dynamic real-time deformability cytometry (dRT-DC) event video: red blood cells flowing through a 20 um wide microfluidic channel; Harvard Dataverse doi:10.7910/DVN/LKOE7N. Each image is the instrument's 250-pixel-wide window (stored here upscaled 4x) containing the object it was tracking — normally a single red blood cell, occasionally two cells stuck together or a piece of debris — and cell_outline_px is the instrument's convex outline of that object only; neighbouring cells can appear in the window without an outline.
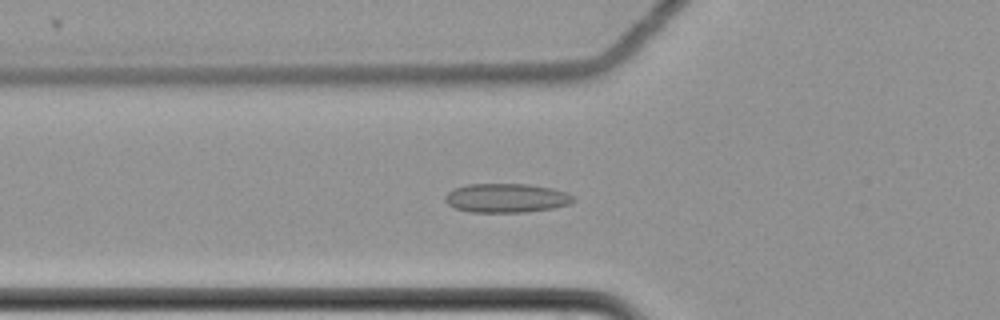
{"species": "common noctule bat (a hibernating species)", "species_latin": "Nyctalus noctula", "temperature_condition": "cold", "stored_images_in_passage": 62, "camera_frame_rate_fps": 3000, "um_per_image_px": 0.085, "animal": {"sex": "female", "body_mass_g": 22.7, "forearm_length_mm": 54.2}, "frame": {"image": 1, "passage_image": 24, "time_ms": 7.667, "image_size_px": [1000, 320], "cell_outline_px": [[576, 200], [568, 204], [552, 208], [524, 212], [472, 212], [456, 208], [448, 204], [444, 200], [444, 196], [448, 192], [456, 188], [468, 184], [528, 184], [552, 188], [568, 192], [576, 196]], "centroid_in_image_um": [43.08, 16.82], "position_along_channel_um": 82.7, "area_um2": 21.73}}
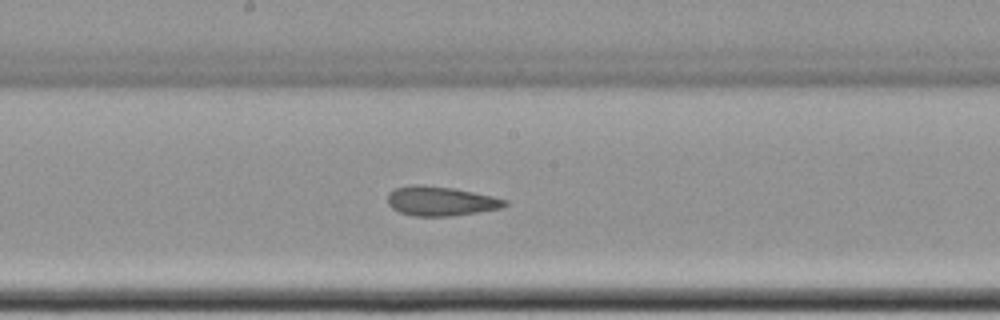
{"frame": {"image": 2, "passage_image": 35, "time_ms": 11.333, "image_size_px": [1000, 320], "cell_outline_px": [[508, 204], [500, 208], [476, 212], [448, 216], [412, 216], [400, 212], [392, 208], [388, 204], [388, 192], [396, 188], [412, 184], [420, 184], [452, 188], [492, 196], [508, 200]], "centroid_in_image_um": [37.42, 17.09], "position_along_channel_um": 210.8, "area_um2": 19.94}}
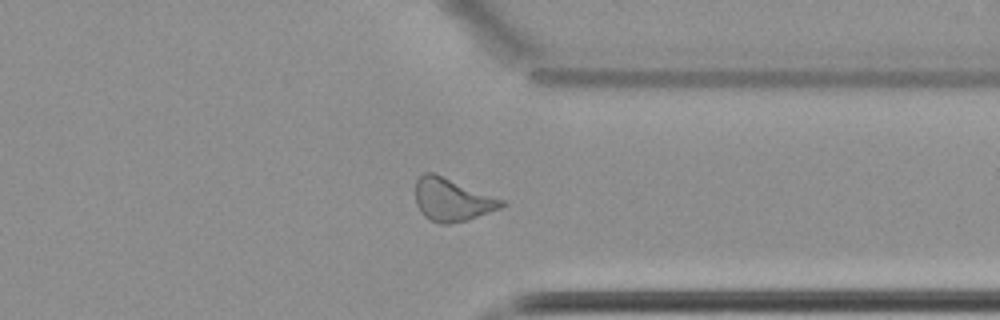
{"frame": {"image": 3, "passage_image": 49, "time_ms": 16.0, "image_size_px": [1000, 320], "cell_outline_px": [[508, 204], [500, 208], [468, 220], [448, 224], [440, 224], [424, 216], [420, 212], [416, 204], [416, 180], [424, 172], [432, 172], [504, 200]], "centroid_in_image_um": [38.42, 16.99], "position_along_channel_um": 373.0, "area_um2": 21.33}, "authors_computed_cell_mechanics": {"area_um2": 21.7039, "velocity_mm_per_s": 3.496, "shape_relaxation_time_tau1_ms": null, "shape_relaxation_time_tau2_ms": 2.1675, "deformation_change_tau1": null, "deformation_change_tau2": 0.0806}}